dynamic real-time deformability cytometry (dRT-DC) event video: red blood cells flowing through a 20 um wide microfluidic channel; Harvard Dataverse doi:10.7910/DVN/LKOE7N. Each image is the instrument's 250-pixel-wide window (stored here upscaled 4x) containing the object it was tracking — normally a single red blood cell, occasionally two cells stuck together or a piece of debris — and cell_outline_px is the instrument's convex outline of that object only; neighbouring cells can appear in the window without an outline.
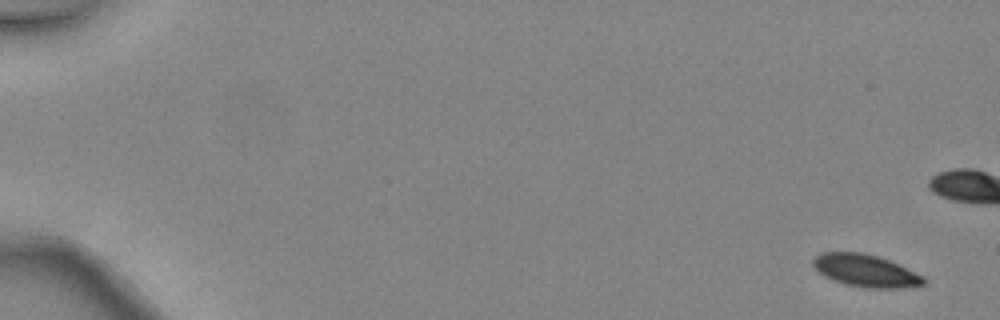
{"species": "common noctule bat (a hibernating species)", "species_latin": "Nyctalus noctula", "temperature_condition": "warm", "stored_images_in_passage": 5, "camera_frame_rate_fps": 3000, "um_per_image_px": 0.085, "animal": {"sex": "female", "body_mass_g": 24.6, "forearm_length_mm": 56.2}, "frame": {"image": 1, "passage_image": 1, "time_ms": 0.0, "image_size_px": [1000, 320], "cell_outline_px": [[928, 280], [924, 284], [900, 288], [868, 288], [844, 284], [832, 280], [824, 276], [812, 264], [812, 260], [820, 252], [864, 252], [888, 260], [924, 276]], "centroid_in_image_um": [73.56, 23.01], "position_along_channel_um": 11.4, "area_um2": 20.81}}
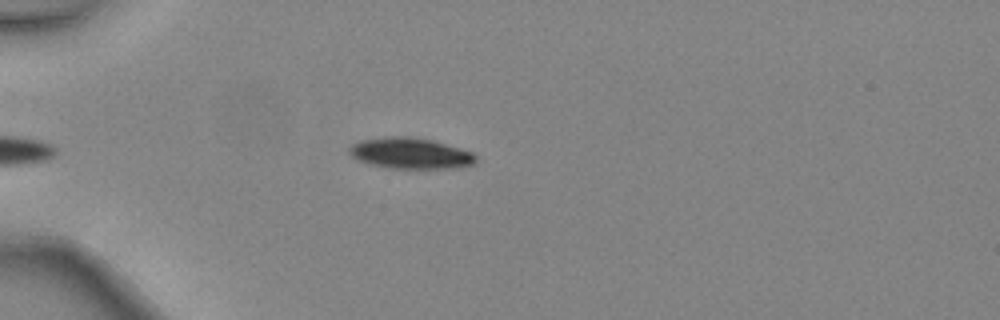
{"frame": {"image": 2, "passage_image": 5, "time_ms": 1.333, "image_size_px": [1000, 320], "cell_outline_px": [[476, 164], [460, 168], [388, 168], [356, 160], [348, 152], [348, 148], [352, 144], [360, 140], [392, 136], [408, 136], [432, 140], [476, 152]], "centroid_in_image_um": [34.93, 13.03], "position_along_channel_um": 50.1, "area_um2": 23.12}}